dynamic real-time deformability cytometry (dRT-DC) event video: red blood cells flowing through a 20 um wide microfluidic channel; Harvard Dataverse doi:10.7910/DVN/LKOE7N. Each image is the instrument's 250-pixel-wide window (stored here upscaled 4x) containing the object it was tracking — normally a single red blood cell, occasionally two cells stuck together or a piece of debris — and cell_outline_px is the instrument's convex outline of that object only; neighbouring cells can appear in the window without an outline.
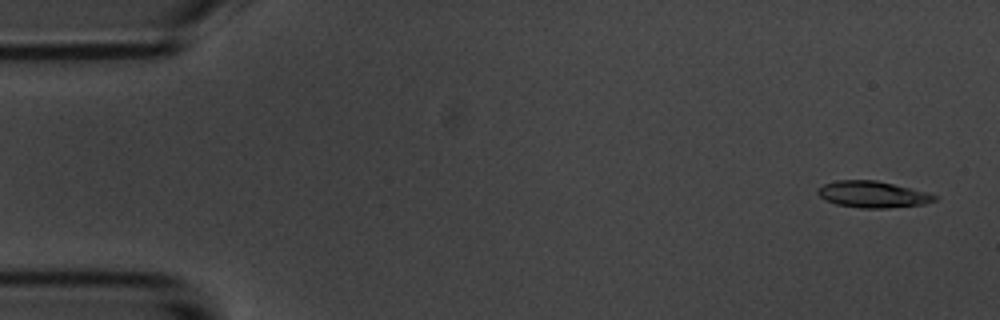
{"species": "common noctule bat (a hibernating species)", "species_latin": "Nyctalus noctula", "temperature_condition": "room temperature", "stored_images_in_passage": 6, "camera_frame_rate_fps": 3000, "um_per_image_px": 0.085, "animal": {"sex": "male", "body_mass_g": 20.1, "forearm_length_mm": 53.5}, "frame": {"image": 1, "passage_image": 1, "time_ms": 0.0, "image_size_px": [1000, 320], "cell_outline_px": [[936, 200], [924, 204], [888, 208], [860, 208], [836, 204], [820, 196], [816, 192], [816, 188], [824, 184], [836, 180], [876, 180], [924, 192], [936, 196]], "centroid_in_image_um": [74.12, 16.52], "position_along_channel_um": 10.9, "area_um2": 17.74}}
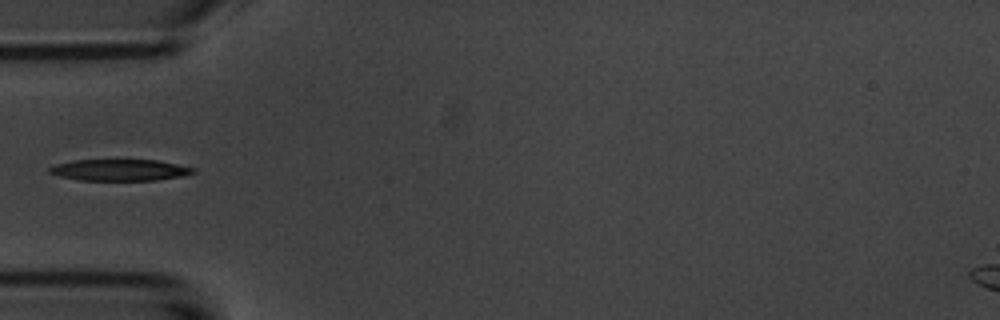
{"frame": {"image": 2, "passage_image": 5, "time_ms": 5.0, "image_size_px": [1000, 320], "cell_outline_px": [[196, 172], [184, 176], [156, 180], [80, 180], [60, 176], [48, 172], [48, 168], [56, 164], [72, 160], [156, 160], [196, 168]], "centroid_in_image_um": [10.19, 14.45], "position_along_channel_um": 74.8, "area_um2": 17.92}}
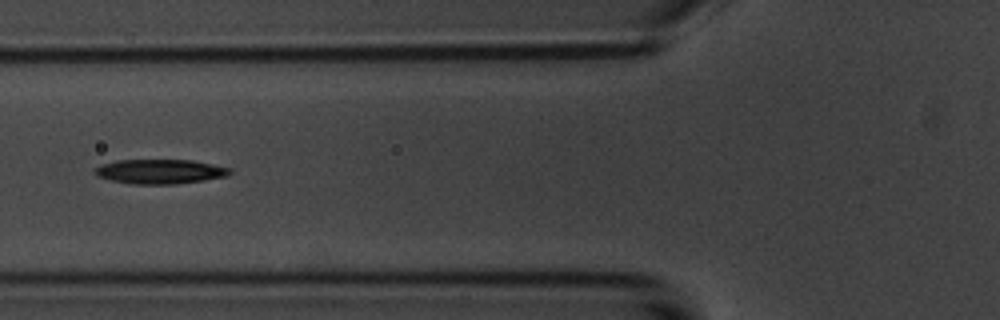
{"frame": {"image": 3, "passage_image": 6, "time_ms": 6.0, "image_size_px": [1000, 320], "cell_outline_px": [[232, 172], [228, 176], [204, 180], [176, 184], [132, 184], [112, 180], [96, 176], [92, 172], [92, 168], [100, 164], [116, 160], [192, 160], [232, 168]], "centroid_in_image_um": [13.57, 14.57], "position_along_channel_um": 112.2, "area_um2": 19.54}}